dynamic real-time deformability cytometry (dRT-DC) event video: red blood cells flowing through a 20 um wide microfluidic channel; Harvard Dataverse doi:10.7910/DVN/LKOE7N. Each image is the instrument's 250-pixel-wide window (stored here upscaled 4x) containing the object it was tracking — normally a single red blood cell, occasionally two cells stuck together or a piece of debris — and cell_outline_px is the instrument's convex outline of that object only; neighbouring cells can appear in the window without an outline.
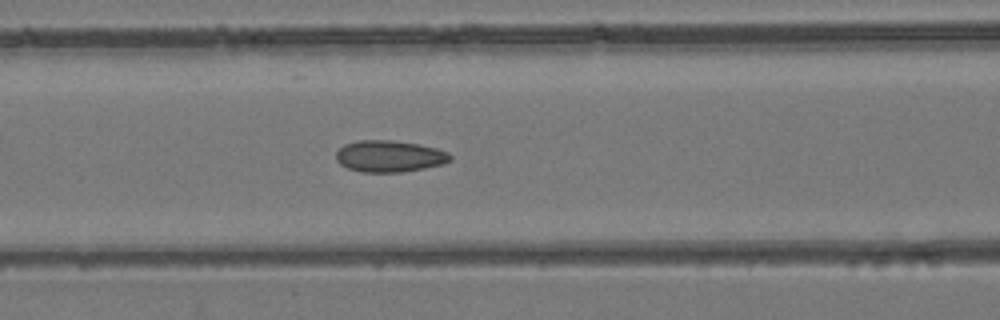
{"species": "common noctule bat (a hibernating species)", "species_latin": "Nyctalus noctula", "temperature_condition": "room temperature", "stored_images_in_passage": 49, "camera_frame_rate_fps": 3000, "um_per_image_px": 0.085, "animal": {"sex": "female", "body_mass_g": 24.6, "forearm_length_mm": 56.2}, "frame": {"image": 1, "passage_image": 20, "time_ms": 6.333, "image_size_px": [1000, 320], "cell_outline_px": [[452, 160], [444, 164], [424, 168], [400, 172], [360, 172], [348, 168], [340, 164], [336, 160], [336, 152], [344, 144], [360, 140], [392, 140], [416, 144], [436, 148], [448, 152], [452, 156]], "centroid_in_image_um": [33.1, 13.28], "position_along_channel_um": 133.5, "area_um2": 21.04}}
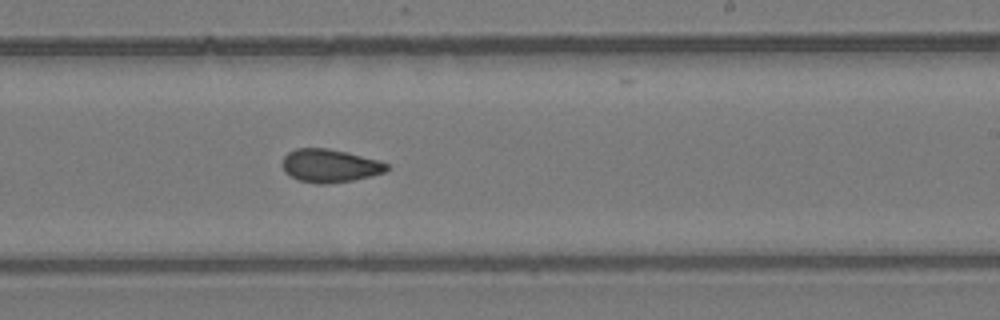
{"frame": {"image": 2, "passage_image": 29, "time_ms": 9.333, "image_size_px": [1000, 320], "cell_outline_px": [[388, 168], [384, 172], [352, 180], [328, 184], [316, 184], [300, 180], [288, 176], [284, 172], [284, 156], [288, 152], [296, 148], [328, 148], [348, 152], [380, 160], [388, 164]], "centroid_in_image_um": [28.03, 14.08], "position_along_channel_um": 261.0, "area_um2": 20.17}}
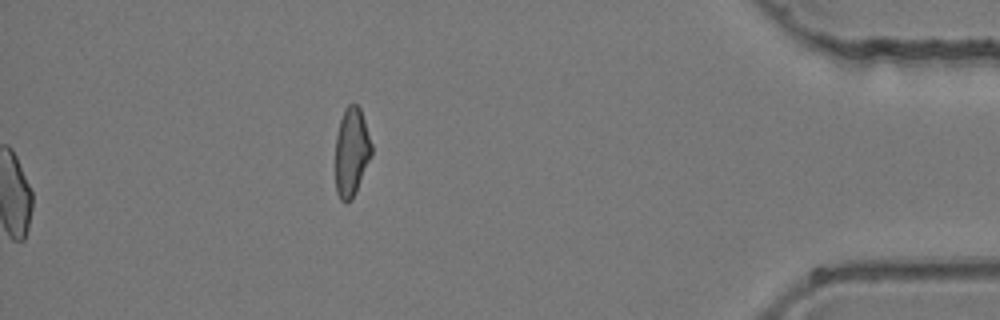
{"frame": {"image": 3, "passage_image": 49, "time_ms": 16.0, "image_size_px": [1000, 320], "cell_outline_px": [[372, 156], [356, 192], [352, 200], [344, 204], [340, 200], [336, 192], [336, 136], [340, 120], [344, 108], [348, 104], [356, 104], [360, 108], [372, 144]], "centroid_in_image_um": [29.88, 12.95], "position_along_channel_um": 405.3, "area_um2": 18.9}}